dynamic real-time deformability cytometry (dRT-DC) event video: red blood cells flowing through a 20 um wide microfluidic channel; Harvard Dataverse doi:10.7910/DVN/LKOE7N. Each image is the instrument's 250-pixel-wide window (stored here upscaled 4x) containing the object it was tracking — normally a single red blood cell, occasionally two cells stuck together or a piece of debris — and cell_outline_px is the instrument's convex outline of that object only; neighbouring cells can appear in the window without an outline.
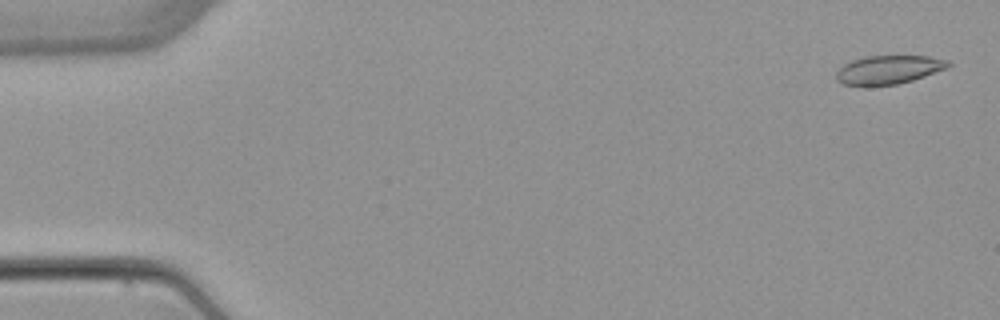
{"species": "common noctule bat (a hibernating species)", "species_latin": "Nyctalus noctula", "temperature_condition": "warm", "stored_images_in_passage": 6, "camera_frame_rate_fps": 3000, "um_per_image_px": 0.085, "animal": {"sex": "female", "body_mass_g": 22.7, "forearm_length_mm": 54.2}, "frame": {"image": 1, "passage_image": 1, "time_ms": 0.0, "image_size_px": [1000, 320], "cell_outline_px": [[952, 64], [948, 68], [912, 80], [896, 84], [840, 84], [836, 80], [836, 72], [844, 64], [852, 60], [864, 56], [928, 56], [948, 60]], "centroid_in_image_um": [75.55, 5.9], "position_along_channel_um": 9.4, "area_um2": 18.38}}
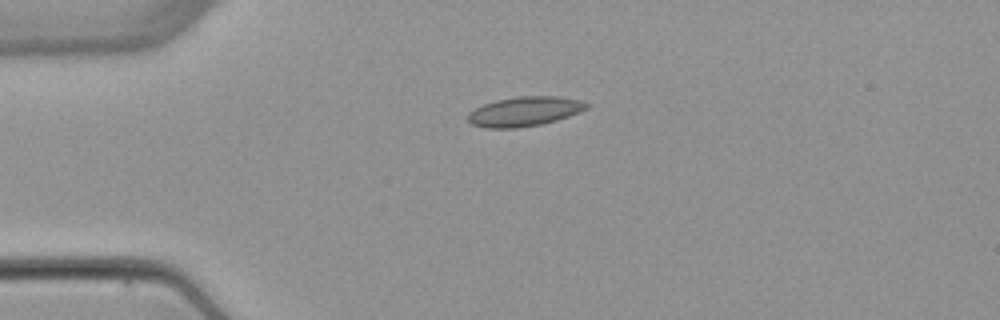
{"frame": {"image": 2, "passage_image": 4, "time_ms": 3.667, "image_size_px": [1000, 320], "cell_outline_px": [[592, 104], [588, 108], [568, 116], [556, 120], [540, 124], [516, 128], [484, 128], [472, 124], [468, 120], [468, 112], [484, 104], [496, 100], [516, 96], [560, 96], [580, 100]], "centroid_in_image_um": [44.59, 9.46], "position_along_channel_um": 40.4, "area_um2": 20.46}}
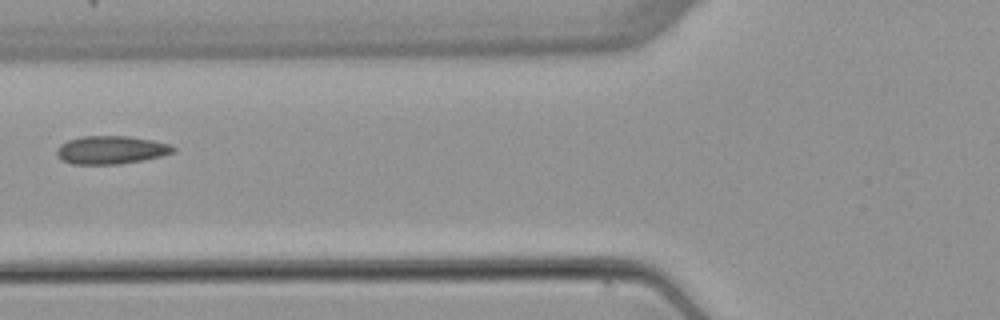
{"frame": {"image": 3, "passage_image": 6, "time_ms": 6.333, "image_size_px": [1000, 320], "cell_outline_px": [[176, 152], [144, 160], [120, 164], [72, 164], [60, 160], [56, 156], [56, 148], [60, 144], [68, 140], [80, 136], [128, 136], [152, 140], [172, 144], [176, 148]], "centroid_in_image_um": [9.43, 12.74], "position_along_channel_um": 116.4, "area_um2": 19.42}}